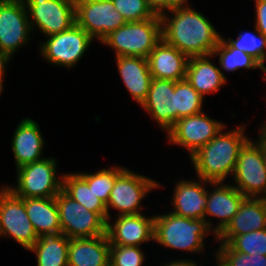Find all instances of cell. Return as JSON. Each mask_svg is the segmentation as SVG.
<instances>
[{
    "label": "cell",
    "mask_w": 266,
    "mask_h": 266,
    "mask_svg": "<svg viewBox=\"0 0 266 266\" xmlns=\"http://www.w3.org/2000/svg\"><path fill=\"white\" fill-rule=\"evenodd\" d=\"M213 58L219 55V67L221 72H236L240 69H261L264 74L266 69L251 55L232 47L223 36L217 44L212 54ZM223 69V70H222Z\"/></svg>",
    "instance_id": "obj_28"
},
{
    "label": "cell",
    "mask_w": 266,
    "mask_h": 266,
    "mask_svg": "<svg viewBox=\"0 0 266 266\" xmlns=\"http://www.w3.org/2000/svg\"><path fill=\"white\" fill-rule=\"evenodd\" d=\"M204 98L205 97L201 96L186 79L176 81L178 120L203 112Z\"/></svg>",
    "instance_id": "obj_31"
},
{
    "label": "cell",
    "mask_w": 266,
    "mask_h": 266,
    "mask_svg": "<svg viewBox=\"0 0 266 266\" xmlns=\"http://www.w3.org/2000/svg\"><path fill=\"white\" fill-rule=\"evenodd\" d=\"M236 126L233 130L221 131L207 144L200 147L189 159L198 178L209 182H225L233 175L240 149L249 140L245 135L246 125Z\"/></svg>",
    "instance_id": "obj_2"
},
{
    "label": "cell",
    "mask_w": 266,
    "mask_h": 266,
    "mask_svg": "<svg viewBox=\"0 0 266 266\" xmlns=\"http://www.w3.org/2000/svg\"><path fill=\"white\" fill-rule=\"evenodd\" d=\"M32 34L23 0H0V49L11 58Z\"/></svg>",
    "instance_id": "obj_14"
},
{
    "label": "cell",
    "mask_w": 266,
    "mask_h": 266,
    "mask_svg": "<svg viewBox=\"0 0 266 266\" xmlns=\"http://www.w3.org/2000/svg\"><path fill=\"white\" fill-rule=\"evenodd\" d=\"M226 126L220 120L212 119L203 111L180 118L167 131L169 144L178 145L188 151L189 157L200 147L209 143Z\"/></svg>",
    "instance_id": "obj_12"
},
{
    "label": "cell",
    "mask_w": 266,
    "mask_h": 266,
    "mask_svg": "<svg viewBox=\"0 0 266 266\" xmlns=\"http://www.w3.org/2000/svg\"><path fill=\"white\" fill-rule=\"evenodd\" d=\"M214 252L215 266H266V255H248L233 250L227 243H219Z\"/></svg>",
    "instance_id": "obj_32"
},
{
    "label": "cell",
    "mask_w": 266,
    "mask_h": 266,
    "mask_svg": "<svg viewBox=\"0 0 266 266\" xmlns=\"http://www.w3.org/2000/svg\"><path fill=\"white\" fill-rule=\"evenodd\" d=\"M162 39V22L159 13L153 18L127 22L111 32L100 43L110 47L118 56L147 58Z\"/></svg>",
    "instance_id": "obj_4"
},
{
    "label": "cell",
    "mask_w": 266,
    "mask_h": 266,
    "mask_svg": "<svg viewBox=\"0 0 266 266\" xmlns=\"http://www.w3.org/2000/svg\"><path fill=\"white\" fill-rule=\"evenodd\" d=\"M69 241L63 233L41 236L28 251L35 254L37 266H68Z\"/></svg>",
    "instance_id": "obj_26"
},
{
    "label": "cell",
    "mask_w": 266,
    "mask_h": 266,
    "mask_svg": "<svg viewBox=\"0 0 266 266\" xmlns=\"http://www.w3.org/2000/svg\"><path fill=\"white\" fill-rule=\"evenodd\" d=\"M236 39L228 37L225 40L234 48H237L255 58L266 69V36L260 33L254 26L253 32H241ZM265 75V76H264ZM266 81V72L262 77Z\"/></svg>",
    "instance_id": "obj_29"
},
{
    "label": "cell",
    "mask_w": 266,
    "mask_h": 266,
    "mask_svg": "<svg viewBox=\"0 0 266 266\" xmlns=\"http://www.w3.org/2000/svg\"><path fill=\"white\" fill-rule=\"evenodd\" d=\"M157 13L174 7V0H148Z\"/></svg>",
    "instance_id": "obj_38"
},
{
    "label": "cell",
    "mask_w": 266,
    "mask_h": 266,
    "mask_svg": "<svg viewBox=\"0 0 266 266\" xmlns=\"http://www.w3.org/2000/svg\"><path fill=\"white\" fill-rule=\"evenodd\" d=\"M231 178L245 197L266 198V168L260 145L249 139L240 149Z\"/></svg>",
    "instance_id": "obj_10"
},
{
    "label": "cell",
    "mask_w": 266,
    "mask_h": 266,
    "mask_svg": "<svg viewBox=\"0 0 266 266\" xmlns=\"http://www.w3.org/2000/svg\"><path fill=\"white\" fill-rule=\"evenodd\" d=\"M62 190L88 211L99 213L107 220L106 204L95 196L92 186H89L77 172L63 174Z\"/></svg>",
    "instance_id": "obj_27"
},
{
    "label": "cell",
    "mask_w": 266,
    "mask_h": 266,
    "mask_svg": "<svg viewBox=\"0 0 266 266\" xmlns=\"http://www.w3.org/2000/svg\"><path fill=\"white\" fill-rule=\"evenodd\" d=\"M57 165L54 157L23 165L16 169V187L6 186L21 198L56 197L62 190L63 177L58 176Z\"/></svg>",
    "instance_id": "obj_5"
},
{
    "label": "cell",
    "mask_w": 266,
    "mask_h": 266,
    "mask_svg": "<svg viewBox=\"0 0 266 266\" xmlns=\"http://www.w3.org/2000/svg\"><path fill=\"white\" fill-rule=\"evenodd\" d=\"M159 15L162 22V39L188 58L211 55L220 42L222 35L210 20L189 4L166 9Z\"/></svg>",
    "instance_id": "obj_1"
},
{
    "label": "cell",
    "mask_w": 266,
    "mask_h": 266,
    "mask_svg": "<svg viewBox=\"0 0 266 266\" xmlns=\"http://www.w3.org/2000/svg\"><path fill=\"white\" fill-rule=\"evenodd\" d=\"M76 24L99 43L127 22L112 0H75Z\"/></svg>",
    "instance_id": "obj_13"
},
{
    "label": "cell",
    "mask_w": 266,
    "mask_h": 266,
    "mask_svg": "<svg viewBox=\"0 0 266 266\" xmlns=\"http://www.w3.org/2000/svg\"><path fill=\"white\" fill-rule=\"evenodd\" d=\"M3 81H4V79L0 78V94L3 92V89H4Z\"/></svg>",
    "instance_id": "obj_42"
},
{
    "label": "cell",
    "mask_w": 266,
    "mask_h": 266,
    "mask_svg": "<svg viewBox=\"0 0 266 266\" xmlns=\"http://www.w3.org/2000/svg\"><path fill=\"white\" fill-rule=\"evenodd\" d=\"M110 243L107 234L98 237L71 238L68 266H109Z\"/></svg>",
    "instance_id": "obj_23"
},
{
    "label": "cell",
    "mask_w": 266,
    "mask_h": 266,
    "mask_svg": "<svg viewBox=\"0 0 266 266\" xmlns=\"http://www.w3.org/2000/svg\"><path fill=\"white\" fill-rule=\"evenodd\" d=\"M143 252L139 246L110 245L109 266H144Z\"/></svg>",
    "instance_id": "obj_35"
},
{
    "label": "cell",
    "mask_w": 266,
    "mask_h": 266,
    "mask_svg": "<svg viewBox=\"0 0 266 266\" xmlns=\"http://www.w3.org/2000/svg\"><path fill=\"white\" fill-rule=\"evenodd\" d=\"M0 187V238L11 237L29 250L39 237L27 216L24 201L6 185Z\"/></svg>",
    "instance_id": "obj_11"
},
{
    "label": "cell",
    "mask_w": 266,
    "mask_h": 266,
    "mask_svg": "<svg viewBox=\"0 0 266 266\" xmlns=\"http://www.w3.org/2000/svg\"><path fill=\"white\" fill-rule=\"evenodd\" d=\"M154 216V241L168 249L199 254L205 252L206 236L214 234L204 219L181 217L170 211Z\"/></svg>",
    "instance_id": "obj_3"
},
{
    "label": "cell",
    "mask_w": 266,
    "mask_h": 266,
    "mask_svg": "<svg viewBox=\"0 0 266 266\" xmlns=\"http://www.w3.org/2000/svg\"><path fill=\"white\" fill-rule=\"evenodd\" d=\"M227 244L233 250L248 255H266V229L234 236Z\"/></svg>",
    "instance_id": "obj_33"
},
{
    "label": "cell",
    "mask_w": 266,
    "mask_h": 266,
    "mask_svg": "<svg viewBox=\"0 0 266 266\" xmlns=\"http://www.w3.org/2000/svg\"><path fill=\"white\" fill-rule=\"evenodd\" d=\"M40 41V55L51 65L71 69L84 57L94 39L77 24Z\"/></svg>",
    "instance_id": "obj_7"
},
{
    "label": "cell",
    "mask_w": 266,
    "mask_h": 266,
    "mask_svg": "<svg viewBox=\"0 0 266 266\" xmlns=\"http://www.w3.org/2000/svg\"><path fill=\"white\" fill-rule=\"evenodd\" d=\"M154 218L144 213L117 216L115 221H107L106 234L110 245L141 246L154 242ZM111 222V223H110Z\"/></svg>",
    "instance_id": "obj_17"
},
{
    "label": "cell",
    "mask_w": 266,
    "mask_h": 266,
    "mask_svg": "<svg viewBox=\"0 0 266 266\" xmlns=\"http://www.w3.org/2000/svg\"><path fill=\"white\" fill-rule=\"evenodd\" d=\"M10 60H12V58L0 49V78H3V76H5L4 72L8 67V64L10 63Z\"/></svg>",
    "instance_id": "obj_40"
},
{
    "label": "cell",
    "mask_w": 266,
    "mask_h": 266,
    "mask_svg": "<svg viewBox=\"0 0 266 266\" xmlns=\"http://www.w3.org/2000/svg\"><path fill=\"white\" fill-rule=\"evenodd\" d=\"M263 229H266V198L246 197L237 214L216 240L228 243L234 236Z\"/></svg>",
    "instance_id": "obj_20"
},
{
    "label": "cell",
    "mask_w": 266,
    "mask_h": 266,
    "mask_svg": "<svg viewBox=\"0 0 266 266\" xmlns=\"http://www.w3.org/2000/svg\"><path fill=\"white\" fill-rule=\"evenodd\" d=\"M141 107L149 114L161 131H167L178 121L176 81L153 78Z\"/></svg>",
    "instance_id": "obj_16"
},
{
    "label": "cell",
    "mask_w": 266,
    "mask_h": 266,
    "mask_svg": "<svg viewBox=\"0 0 266 266\" xmlns=\"http://www.w3.org/2000/svg\"><path fill=\"white\" fill-rule=\"evenodd\" d=\"M162 187L153 178L125 169L116 177L115 184L111 190L109 200L106 204L107 221L112 219L110 210L115 209L121 215L140 214L144 209L141 204L143 199L152 190Z\"/></svg>",
    "instance_id": "obj_6"
},
{
    "label": "cell",
    "mask_w": 266,
    "mask_h": 266,
    "mask_svg": "<svg viewBox=\"0 0 266 266\" xmlns=\"http://www.w3.org/2000/svg\"><path fill=\"white\" fill-rule=\"evenodd\" d=\"M114 8L126 22L142 21L153 18L157 12L148 0H112Z\"/></svg>",
    "instance_id": "obj_34"
},
{
    "label": "cell",
    "mask_w": 266,
    "mask_h": 266,
    "mask_svg": "<svg viewBox=\"0 0 266 266\" xmlns=\"http://www.w3.org/2000/svg\"><path fill=\"white\" fill-rule=\"evenodd\" d=\"M23 2L32 33L37 28L47 37L63 32L76 24L75 0H23Z\"/></svg>",
    "instance_id": "obj_9"
},
{
    "label": "cell",
    "mask_w": 266,
    "mask_h": 266,
    "mask_svg": "<svg viewBox=\"0 0 266 266\" xmlns=\"http://www.w3.org/2000/svg\"><path fill=\"white\" fill-rule=\"evenodd\" d=\"M22 199L38 237L61 233L56 197Z\"/></svg>",
    "instance_id": "obj_25"
},
{
    "label": "cell",
    "mask_w": 266,
    "mask_h": 266,
    "mask_svg": "<svg viewBox=\"0 0 266 266\" xmlns=\"http://www.w3.org/2000/svg\"><path fill=\"white\" fill-rule=\"evenodd\" d=\"M188 57L161 39L147 57L152 78L179 81L185 79Z\"/></svg>",
    "instance_id": "obj_21"
},
{
    "label": "cell",
    "mask_w": 266,
    "mask_h": 266,
    "mask_svg": "<svg viewBox=\"0 0 266 266\" xmlns=\"http://www.w3.org/2000/svg\"><path fill=\"white\" fill-rule=\"evenodd\" d=\"M197 261H195L194 259H181L179 258V260H172V261H168L165 262L164 264L162 263L160 266H197Z\"/></svg>",
    "instance_id": "obj_39"
},
{
    "label": "cell",
    "mask_w": 266,
    "mask_h": 266,
    "mask_svg": "<svg viewBox=\"0 0 266 266\" xmlns=\"http://www.w3.org/2000/svg\"><path fill=\"white\" fill-rule=\"evenodd\" d=\"M255 1V27L257 30L266 36V0Z\"/></svg>",
    "instance_id": "obj_36"
},
{
    "label": "cell",
    "mask_w": 266,
    "mask_h": 266,
    "mask_svg": "<svg viewBox=\"0 0 266 266\" xmlns=\"http://www.w3.org/2000/svg\"><path fill=\"white\" fill-rule=\"evenodd\" d=\"M212 57H191L187 63L185 79L203 97L219 92L220 88L227 84L224 72L211 61Z\"/></svg>",
    "instance_id": "obj_24"
},
{
    "label": "cell",
    "mask_w": 266,
    "mask_h": 266,
    "mask_svg": "<svg viewBox=\"0 0 266 266\" xmlns=\"http://www.w3.org/2000/svg\"><path fill=\"white\" fill-rule=\"evenodd\" d=\"M14 131L11 149L16 168L43 160L45 141L39 124L31 118L22 119Z\"/></svg>",
    "instance_id": "obj_19"
},
{
    "label": "cell",
    "mask_w": 266,
    "mask_h": 266,
    "mask_svg": "<svg viewBox=\"0 0 266 266\" xmlns=\"http://www.w3.org/2000/svg\"><path fill=\"white\" fill-rule=\"evenodd\" d=\"M61 233L69 239L98 237L106 234L107 220L99 213L88 211L63 190L56 196Z\"/></svg>",
    "instance_id": "obj_8"
},
{
    "label": "cell",
    "mask_w": 266,
    "mask_h": 266,
    "mask_svg": "<svg viewBox=\"0 0 266 266\" xmlns=\"http://www.w3.org/2000/svg\"><path fill=\"white\" fill-rule=\"evenodd\" d=\"M209 186L214 189L213 191L208 190V202L205 207L204 220L214 232L215 240L237 214L240 205L246 197L228 182H210ZM208 217L219 218L220 220L218 219V223L213 225V222Z\"/></svg>",
    "instance_id": "obj_15"
},
{
    "label": "cell",
    "mask_w": 266,
    "mask_h": 266,
    "mask_svg": "<svg viewBox=\"0 0 266 266\" xmlns=\"http://www.w3.org/2000/svg\"><path fill=\"white\" fill-rule=\"evenodd\" d=\"M124 167L125 166L113 165L110 168H101L95 173H77L89 184V186H92L95 196L107 204L116 177L125 169Z\"/></svg>",
    "instance_id": "obj_30"
},
{
    "label": "cell",
    "mask_w": 266,
    "mask_h": 266,
    "mask_svg": "<svg viewBox=\"0 0 266 266\" xmlns=\"http://www.w3.org/2000/svg\"><path fill=\"white\" fill-rule=\"evenodd\" d=\"M259 138H255V140L261 147L262 155L264 158L265 168H266V122L263 121V123L259 127Z\"/></svg>",
    "instance_id": "obj_37"
},
{
    "label": "cell",
    "mask_w": 266,
    "mask_h": 266,
    "mask_svg": "<svg viewBox=\"0 0 266 266\" xmlns=\"http://www.w3.org/2000/svg\"><path fill=\"white\" fill-rule=\"evenodd\" d=\"M190 0H174V7L180 4H188Z\"/></svg>",
    "instance_id": "obj_41"
},
{
    "label": "cell",
    "mask_w": 266,
    "mask_h": 266,
    "mask_svg": "<svg viewBox=\"0 0 266 266\" xmlns=\"http://www.w3.org/2000/svg\"><path fill=\"white\" fill-rule=\"evenodd\" d=\"M115 60L124 86L132 99L141 106L147 97L153 79L147 58L118 56Z\"/></svg>",
    "instance_id": "obj_22"
},
{
    "label": "cell",
    "mask_w": 266,
    "mask_h": 266,
    "mask_svg": "<svg viewBox=\"0 0 266 266\" xmlns=\"http://www.w3.org/2000/svg\"><path fill=\"white\" fill-rule=\"evenodd\" d=\"M197 179V181L180 179L176 181L177 183L175 182L171 201L172 213L186 218L204 219L208 202V190L205 187L210 185V182Z\"/></svg>",
    "instance_id": "obj_18"
}]
</instances>
